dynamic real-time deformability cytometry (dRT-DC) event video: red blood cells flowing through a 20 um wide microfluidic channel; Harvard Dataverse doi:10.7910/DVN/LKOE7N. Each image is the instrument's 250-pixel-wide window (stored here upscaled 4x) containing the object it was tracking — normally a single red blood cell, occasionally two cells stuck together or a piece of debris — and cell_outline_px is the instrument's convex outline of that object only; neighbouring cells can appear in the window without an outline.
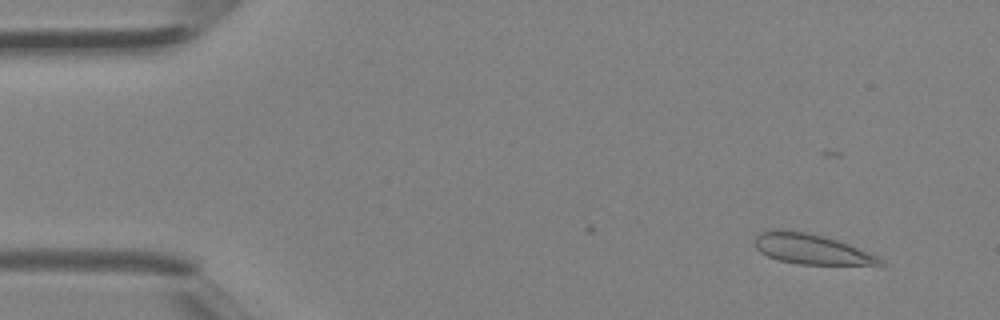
{"species": "Egyptian fruit bat (a non-hibernating species)", "species_latin": "Rousettus aegyptiacus", "temperature_condition": "room temperature", "stored_images_in_passage": 3, "camera_frame_rate_fps": 3000, "um_per_image_px": 0.085, "animal": {"sex": "female"}, "frame": {"image": 1, "passage_image": 1, "time_ms": 0.0, "image_size_px": [1000, 320], "cell_outline_px": [[888, 264], [800, 264], [780, 260], [768, 256], [760, 252], [756, 248], [756, 236], [760, 232], [772, 228], [780, 228], [804, 232], [824, 236], [848, 244], [876, 256], [884, 260]], "centroid_in_image_um": [68.9, 21.15], "position_along_channel_um": 16.1, "area_um2": 21.73}}
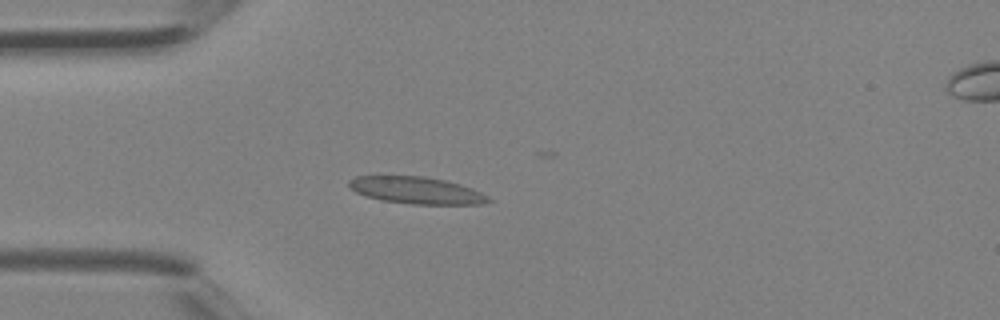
{"frame": {"image": 2, "passage_image": 3, "time_ms": 0.667, "image_size_px": [1000, 320], "cell_outline_px": [[492, 200], [480, 204], [412, 204], [380, 200], [364, 196], [356, 192], [348, 184], [348, 180], [356, 176], [424, 176], [444, 180], [460, 184], [472, 188], [488, 196]], "centroid_in_image_um": [35.38, 16.18], "position_along_channel_um": 49.6, "area_um2": 21.85}}